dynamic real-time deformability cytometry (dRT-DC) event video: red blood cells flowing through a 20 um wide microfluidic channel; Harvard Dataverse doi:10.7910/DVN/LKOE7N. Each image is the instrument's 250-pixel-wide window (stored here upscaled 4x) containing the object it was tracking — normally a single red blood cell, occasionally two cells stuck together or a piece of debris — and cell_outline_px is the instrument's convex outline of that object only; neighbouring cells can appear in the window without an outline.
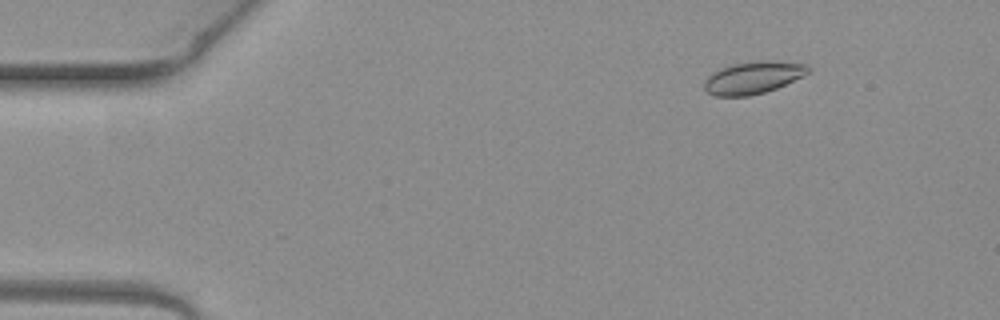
{"species": "common noctule bat (a hibernating species)", "species_latin": "Nyctalus noctula", "temperature_condition": "warm", "stored_images_in_passage": 4, "camera_frame_rate_fps": 3000, "um_per_image_px": 0.085, "animal": {"sex": "female", "body_mass_g": 19.3, "forearm_length_mm": 54.1}, "frame": {"image": 1, "passage_image": 1, "time_ms": 0.0, "image_size_px": [1000, 320], "cell_outline_px": [[812, 68], [804, 76], [776, 88], [764, 92], [748, 96], [716, 96], [708, 92], [704, 88], [704, 80], [712, 72], [720, 68], [732, 64], [760, 60], [764, 60], [808, 64]], "centroid_in_image_um": [64.02, 6.59], "position_along_channel_um": 21.0, "area_um2": 19.59}}
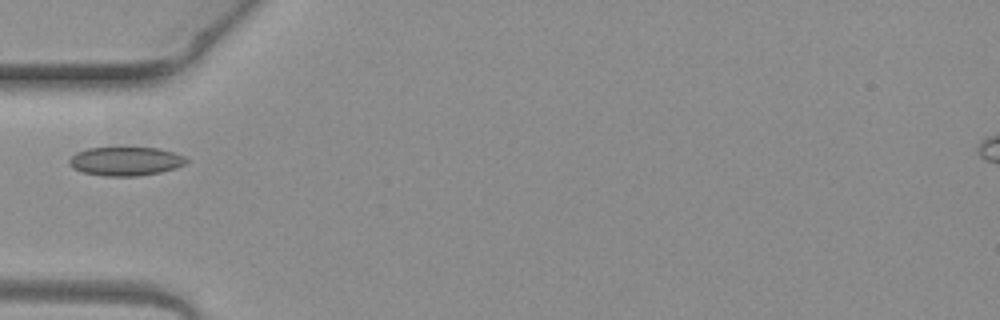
{"frame": {"image": 2, "passage_image": 4, "time_ms": 1.0, "image_size_px": [1000, 320], "cell_outline_px": [[188, 160], [184, 164], [176, 168], [160, 172], [140, 176], [104, 176], [84, 172], [72, 168], [68, 164], [68, 160], [76, 152], [88, 148], [160, 148], [184, 156]], "centroid_in_image_um": [10.66, 13.71], "position_along_channel_um": 74.3, "area_um2": 19.59}}